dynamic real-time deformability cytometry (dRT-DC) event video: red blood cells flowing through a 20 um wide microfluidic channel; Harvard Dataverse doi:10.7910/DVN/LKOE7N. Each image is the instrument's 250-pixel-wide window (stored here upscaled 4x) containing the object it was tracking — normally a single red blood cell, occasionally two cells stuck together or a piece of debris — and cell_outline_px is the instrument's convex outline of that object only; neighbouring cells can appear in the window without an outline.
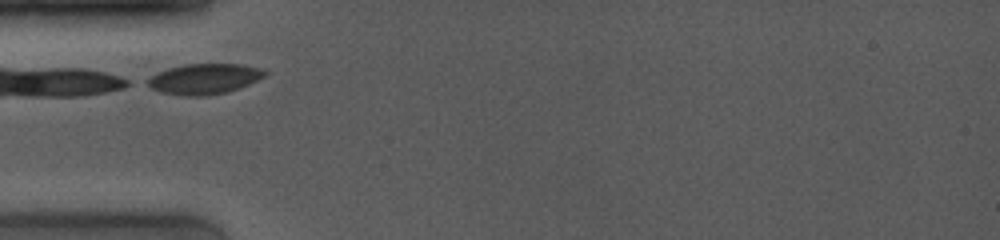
{"species": "common noctule bat (a hibernating species)", "species_latin": "Nyctalus noctula", "temperature_condition": "room temperature", "stored_images_in_passage": 37, "camera_frame_rate_fps": 4000, "um_per_image_px": 0.085, "animal": {"sex": "female", "body_mass_g": 19.0, "forearm_length_mm": 53.3}, "frame": {"image": 1, "passage_image": 1, "time_ms": 0.0, "image_size_px": [1000, 240], "cell_outline_px": [[268, 72], [264, 76], [248, 84], [228, 92], [208, 96], [184, 96], [160, 92], [144, 84], [144, 80], [156, 72], [168, 68], [184, 64], [240, 64], [260, 68]], "centroid_in_image_um": [17.29, 6.71], "position_along_channel_um": 67.7, "area_um2": 21.04}}
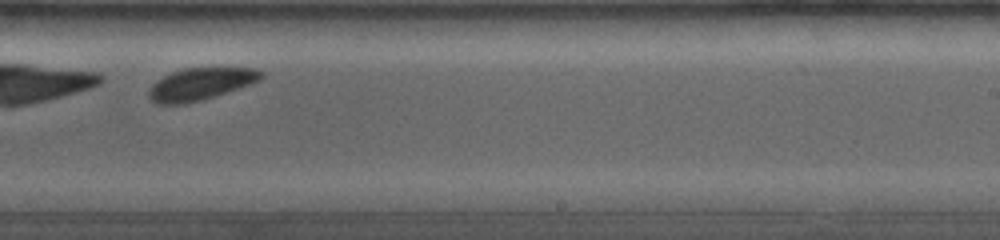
{"frame": {"image": 2, "passage_image": 22, "time_ms": 5.25, "image_size_px": [1000, 240], "cell_outline_px": [[264, 76], [260, 80], [252, 84], [200, 100], [184, 104], [156, 104], [148, 96], [148, 92], [152, 84], [156, 80], [172, 72], [184, 68], [256, 68], [264, 72]], "centroid_in_image_um": [17.05, 7.13], "position_along_channel_um": 272.0, "area_um2": 20.98}}
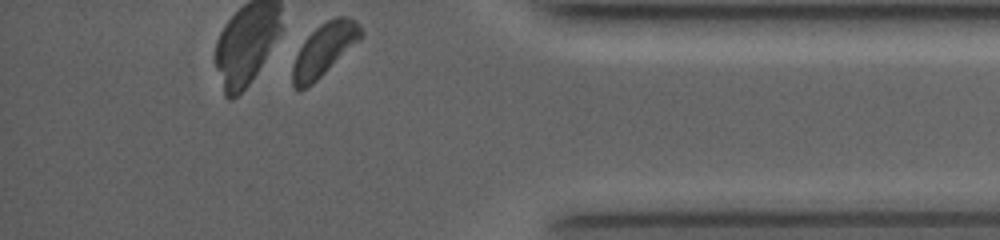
{"frame": {"image": 3, "passage_image": 37, "time_ms": 9.0, "image_size_px": [1000, 240], "cell_outline_px": [[364, 32], [360, 40], [308, 88], [300, 92], [296, 92], [292, 84], [292, 64], [304, 40], [320, 24], [336, 16], [348, 16], [356, 20], [360, 24]], "centroid_in_image_um": [27.55, 4.23], "position_along_channel_um": 407.6, "area_um2": 21.1}, "authors_computed_cell_mechanics": {"area_um2": 21.0392, "velocity_mm_per_s": 3.9104, "shape_relaxation_time_tau1_ms": 0.8088, "shape_relaxation_time_tau2_ms": null, "deformation_change_tau1": 0.0585, "deformation_change_tau2": null}}